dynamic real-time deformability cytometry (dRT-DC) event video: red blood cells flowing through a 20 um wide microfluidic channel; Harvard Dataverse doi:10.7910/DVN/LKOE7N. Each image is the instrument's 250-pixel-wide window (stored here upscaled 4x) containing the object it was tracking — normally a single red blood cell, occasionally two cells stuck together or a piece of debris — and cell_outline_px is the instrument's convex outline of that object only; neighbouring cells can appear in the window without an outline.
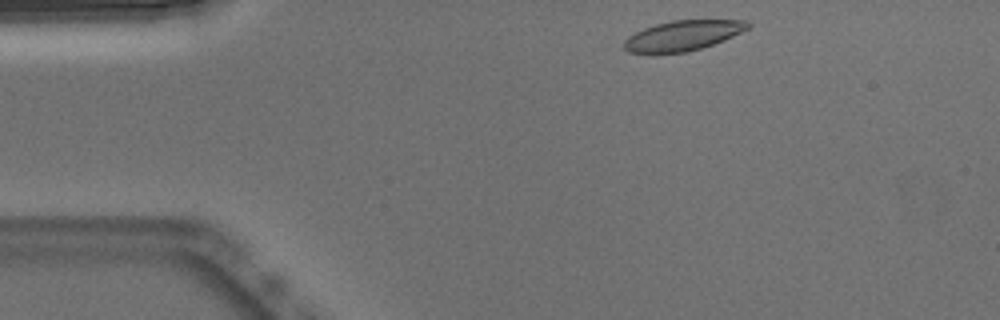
{"species": "Egyptian fruit bat (a non-hibernating species)", "species_latin": "Rousettus aegyptiacus", "temperature_condition": "warm", "stored_images_in_passage": 46, "camera_frame_rate_fps": 3000, "um_per_image_px": 0.085, "animal": {"sex": "male"}, "frame": {"image": 1, "passage_image": 2, "time_ms": 0.333, "image_size_px": [1000, 320], "cell_outline_px": [[752, 24], [748, 28], [724, 40], [700, 48], [684, 52], [628, 52], [624, 48], [624, 40], [628, 36], [644, 28], [656, 24], [672, 20], [748, 20]], "centroid_in_image_um": [58.06, 3.0], "position_along_channel_um": 26.9, "area_um2": 21.33}}
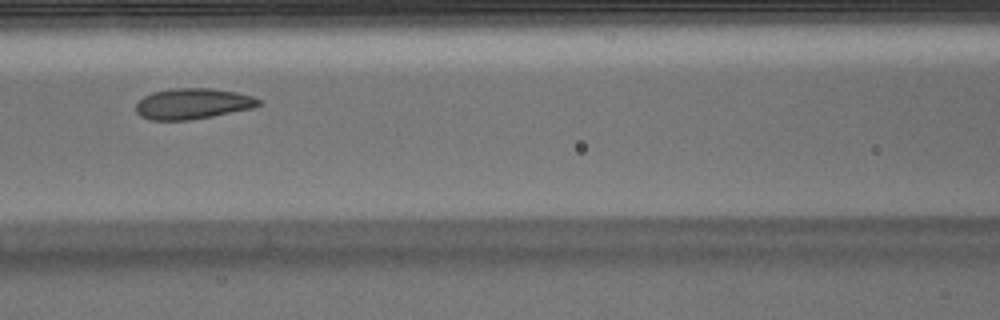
{"frame": {"image": 2, "passage_image": 16, "time_ms": 5.0, "image_size_px": [1000, 320], "cell_outline_px": [[260, 104], [252, 108], [212, 116], [188, 120], [148, 120], [140, 116], [136, 112], [136, 104], [144, 96], [152, 92], [172, 88], [212, 88], [236, 92], [252, 96], [260, 100]], "centroid_in_image_um": [16.34, 8.81], "position_along_channel_um": 150.3, "area_um2": 21.96}}
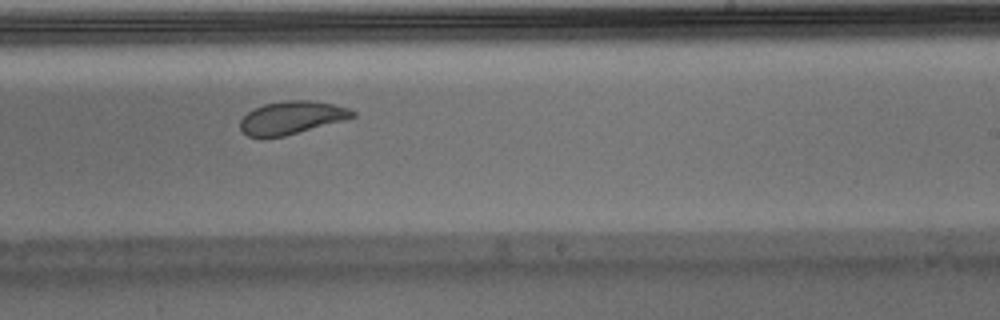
{"frame": {"image": 3, "passage_image": 25, "time_ms": 8.0, "image_size_px": [1000, 320], "cell_outline_px": [[356, 116], [344, 120], [284, 136], [264, 140], [248, 136], [240, 128], [240, 120], [252, 108], [264, 104], [288, 100], [308, 100], [332, 104], [348, 108], [356, 112]], "centroid_in_image_um": [24.74, 10.02], "position_along_channel_um": 264.3, "area_um2": 21.73}, "authors_computed_cell_mechanics": {"area_um2": 22.5998, "velocity_mm_per_s": 3.809, "shape_relaxation_time_tau1_ms": 4.0717, "shape_relaxation_time_tau2_ms": 1.4138, "deformation_change_tau1": 0.1215, "deformation_change_tau2": 0.0642}}